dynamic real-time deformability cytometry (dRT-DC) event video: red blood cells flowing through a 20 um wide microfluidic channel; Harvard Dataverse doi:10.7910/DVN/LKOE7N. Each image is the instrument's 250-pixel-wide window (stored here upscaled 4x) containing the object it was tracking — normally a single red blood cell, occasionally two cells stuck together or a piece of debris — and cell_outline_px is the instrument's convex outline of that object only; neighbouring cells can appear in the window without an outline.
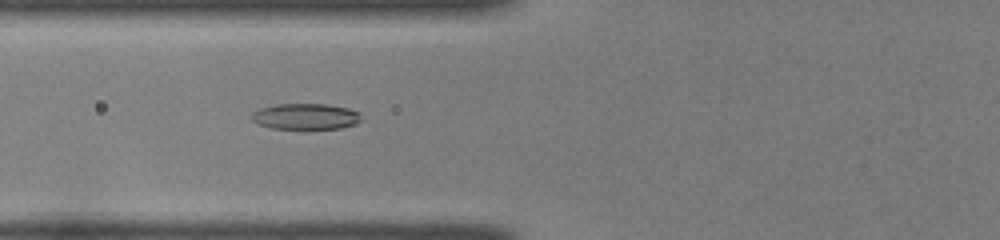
{"species": "common noctule bat (a hibernating species)", "species_latin": "Nyctalus noctula", "temperature_condition": "room temperature", "stored_images_in_passage": 39, "camera_frame_rate_fps": 3000, "um_per_image_px": 0.085, "animal": {"sex": "female", "body_mass_g": 22.0, "forearm_length_mm": 56.7}, "frame": {"image": 1, "passage_image": 9, "time_ms": 2.667, "image_size_px": [1000, 240], "cell_outline_px": [[360, 120], [356, 124], [340, 128], [272, 128], [260, 124], [252, 120], [252, 112], [260, 108], [276, 104], [328, 104], [348, 108], [360, 112]], "centroid_in_image_um": [25.99, 9.88], "position_along_channel_um": 99.8, "area_um2": 16.42}}
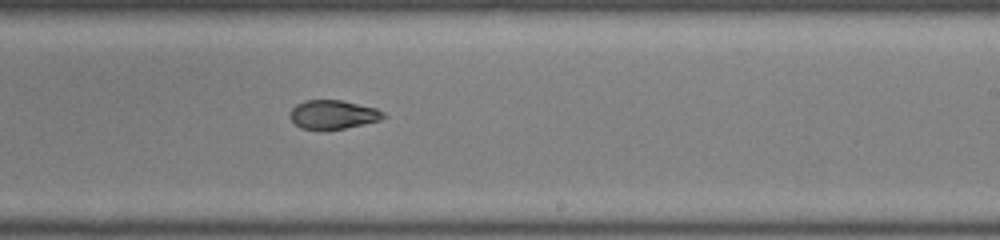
{"frame": {"image": 2, "passage_image": 21, "time_ms": 6.667, "image_size_px": [1000, 240], "cell_outline_px": [[388, 116], [380, 120], [344, 128], [300, 128], [288, 116], [292, 108], [296, 104], [304, 100], [340, 100], [376, 108], [384, 112]], "centroid_in_image_um": [28.31, 9.71], "position_along_channel_um": 260.7, "area_um2": 15.43}}
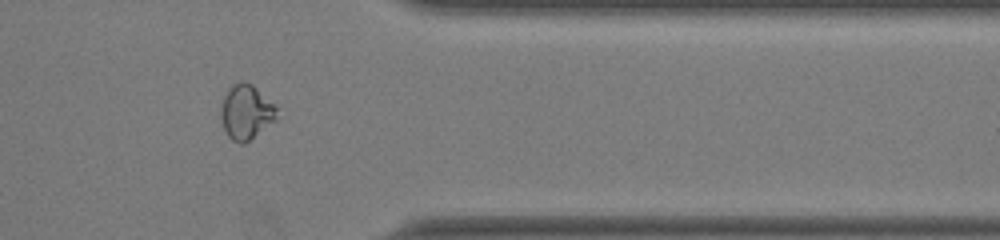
{"frame": {"image": 3, "passage_image": 31, "time_ms": 10.0, "image_size_px": [1000, 240], "cell_outline_px": [[276, 120], [248, 140], [240, 144], [232, 140], [228, 136], [224, 128], [220, 116], [220, 112], [224, 96], [228, 88], [232, 84], [240, 80], [252, 84], [276, 104]], "centroid_in_image_um": [20.91, 9.48], "position_along_channel_um": 390.5, "area_um2": 17.74}, "authors_computed_cell_mechanics": {"area_um2": 16.4152, "velocity_mm_per_s": 4.0338, "shape_relaxation_time_tau1_ms": null, "shape_relaxation_time_tau2_ms": 1.609, "deformation_change_tau1": null, "deformation_change_tau2": 0.0623}}